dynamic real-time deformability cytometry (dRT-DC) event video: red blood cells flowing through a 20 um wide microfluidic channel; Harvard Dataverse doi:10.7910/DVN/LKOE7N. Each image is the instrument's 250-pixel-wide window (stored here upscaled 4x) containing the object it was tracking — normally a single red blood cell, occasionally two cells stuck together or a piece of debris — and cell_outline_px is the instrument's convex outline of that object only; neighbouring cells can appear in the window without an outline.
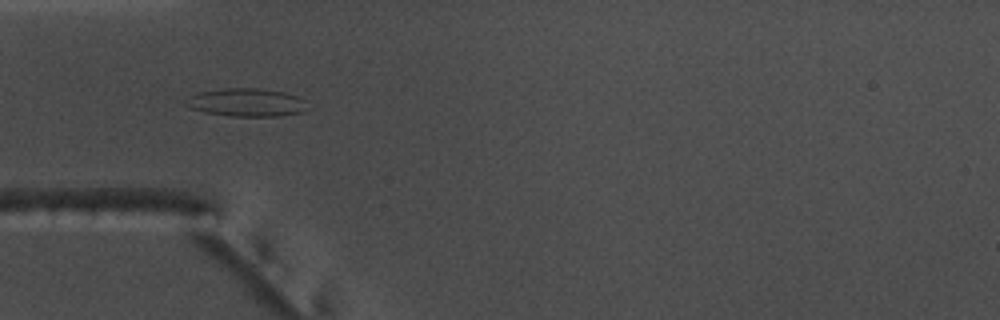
{"species": "common noctule bat (a hibernating species)", "species_latin": "Nyctalus noctula", "temperature_condition": "warm", "stored_images_in_passage": 42, "camera_frame_rate_fps": 3000, "um_per_image_px": 0.085, "animal": {"sex": "male", "body_mass_g": 17.5, "forearm_length_mm": 52.3}, "frame": {"image": 1, "passage_image": 4, "time_ms": 1.0, "image_size_px": [1000, 320], "cell_outline_px": [[308, 112], [280, 116], [228, 116], [204, 112], [188, 108], [184, 104], [188, 96], [200, 92], [220, 88], [256, 88], [284, 92], [296, 96], [304, 100]], "centroid_in_image_um": [20.93, 8.72], "position_along_channel_um": 64.1, "area_um2": 20.17}}
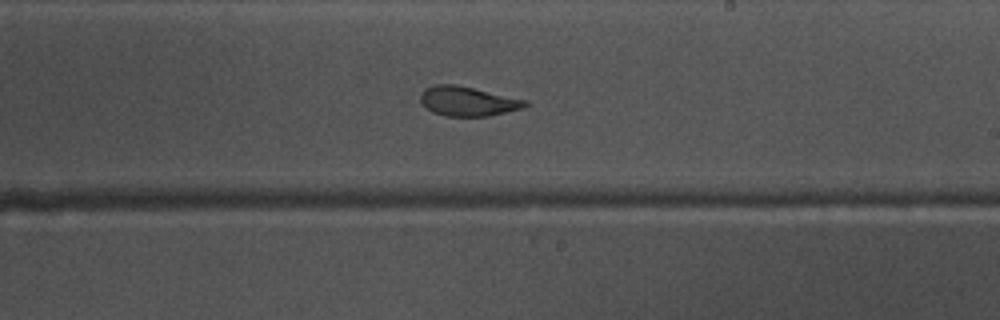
{"frame": {"image": 2, "passage_image": 19, "time_ms": 6.0, "image_size_px": [1000, 320], "cell_outline_px": [[528, 104], [520, 108], [488, 116], [444, 116], [432, 112], [420, 100], [420, 92], [424, 88], [436, 84], [456, 84], [528, 100]], "centroid_in_image_um": [39.72, 8.59], "position_along_channel_um": 249.3, "area_um2": 17.92}}
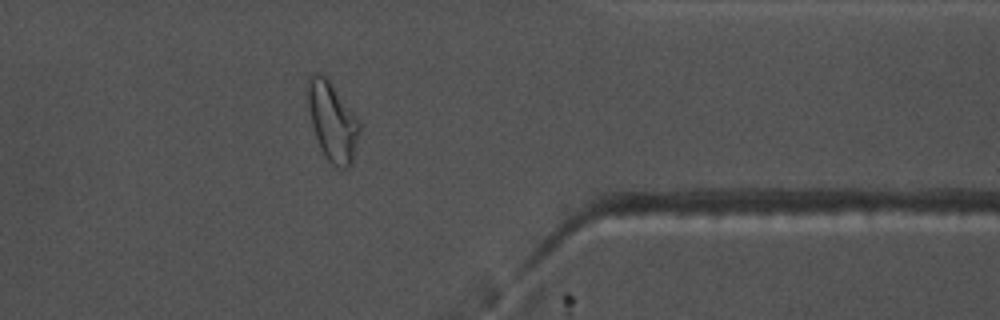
{"frame": {"image": 3, "passage_image": 31, "time_ms": 10.0, "image_size_px": [1000, 320], "cell_outline_px": [[360, 132], [352, 164], [348, 168], [340, 168], [332, 164], [324, 156], [320, 148], [312, 124], [308, 108], [308, 76], [312, 72], [316, 72], [328, 76], [356, 116], [360, 124]], "centroid_in_image_um": [28.26, 10.29], "position_along_channel_um": 383.1, "area_um2": 23.99}, "authors_computed_cell_mechanics": {"area_um2": 18.5827, "velocity_mm_per_s": 3.7258, "shape_relaxation_time_tau1_ms": 10.9088, "shape_relaxation_time_tau2_ms": 2.3998, "deformation_change_tau1": 0.282, "deformation_change_tau2": 0.083}}